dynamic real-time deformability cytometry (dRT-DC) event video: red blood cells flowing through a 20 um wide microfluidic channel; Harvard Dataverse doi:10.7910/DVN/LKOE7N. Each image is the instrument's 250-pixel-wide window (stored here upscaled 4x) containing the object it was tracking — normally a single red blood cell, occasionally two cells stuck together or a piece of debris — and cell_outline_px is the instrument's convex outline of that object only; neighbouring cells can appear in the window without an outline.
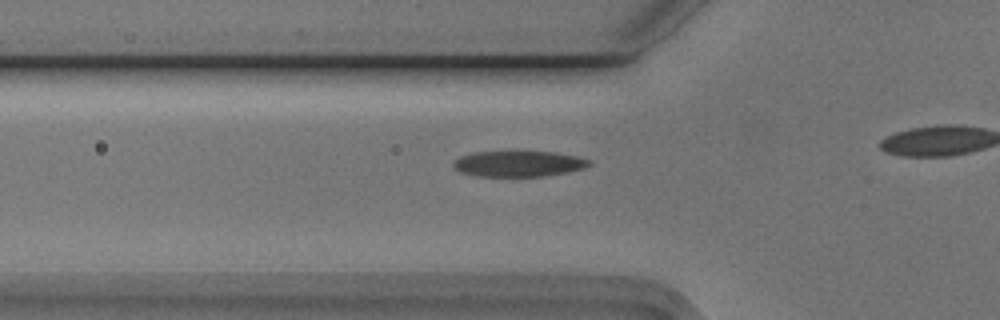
{"species": "Egyptian fruit bat (a non-hibernating species)", "species_latin": "Rousettus aegyptiacus", "temperature_condition": "cold", "stored_images_in_passage": 19, "camera_frame_rate_fps": 3000, "um_per_image_px": 0.085, "animal": {"sex": "male"}, "frame": {"image": 1, "passage_image": 14, "time_ms": 4.333, "image_size_px": [1000, 320], "cell_outline_px": [[592, 164], [584, 168], [568, 172], [544, 176], [476, 176], [460, 172], [452, 164], [460, 156], [472, 152], [512, 148], [556, 152], [580, 156], [592, 160]], "centroid_in_image_um": [44.11, 13.85], "position_along_channel_um": 81.7, "area_um2": 21.68}}